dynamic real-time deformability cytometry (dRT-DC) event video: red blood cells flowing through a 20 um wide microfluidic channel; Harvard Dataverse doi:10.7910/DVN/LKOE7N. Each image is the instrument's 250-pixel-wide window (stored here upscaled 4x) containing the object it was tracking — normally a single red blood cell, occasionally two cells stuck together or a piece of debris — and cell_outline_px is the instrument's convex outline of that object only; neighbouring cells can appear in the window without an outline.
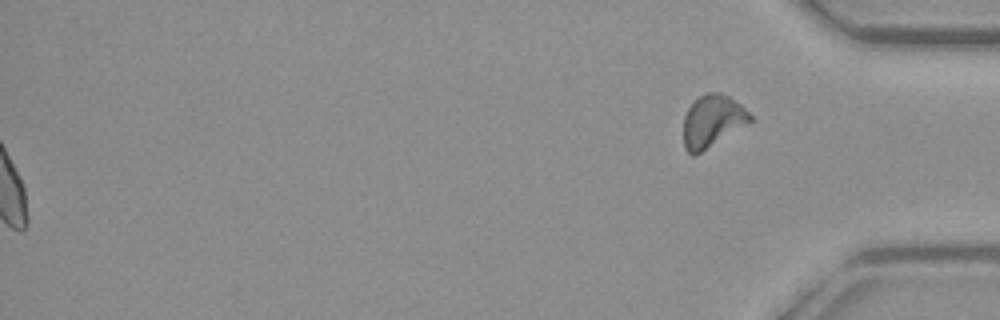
{"species": "common noctule bat (a hibernating species)", "species_latin": "Nyctalus noctula", "temperature_condition": "warm", "stored_images_in_passage": 55, "segment_of_instrument_passage": [2, 2], "camera_frame_rate_fps": 3000, "um_per_image_px": 0.085, "animal": {"sex": "female", "body_mass_g": 29.2, "forearm_length_mm": 56.3}, "frame": {"image": 1, "passage_image": 55, "time_ms": 18.0, "image_size_px": [1000, 320], "cell_outline_px": [[752, 120], [700, 152], [692, 156], [684, 148], [684, 116], [688, 108], [700, 96], [708, 92], [720, 92], [728, 96], [740, 104], [752, 116]], "centroid_in_image_um": [60.52, 10.27], "position_along_channel_um": 374.7, "area_um2": 19.65}}